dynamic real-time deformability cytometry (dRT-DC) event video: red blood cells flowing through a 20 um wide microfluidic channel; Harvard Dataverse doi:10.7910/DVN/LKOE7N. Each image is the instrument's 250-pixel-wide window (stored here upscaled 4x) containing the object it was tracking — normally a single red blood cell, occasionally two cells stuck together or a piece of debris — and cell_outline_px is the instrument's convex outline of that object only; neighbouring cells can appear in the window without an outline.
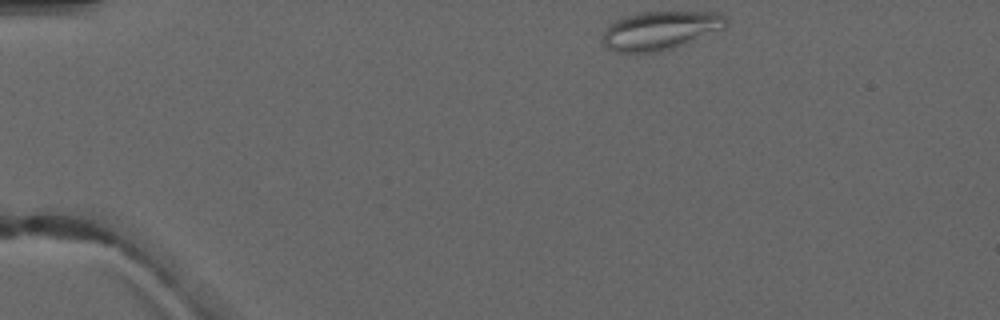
{"species": "common noctule bat (a hibernating species)", "species_latin": "Nyctalus noctula", "temperature_condition": "warm", "stored_images_in_passage": 3, "camera_frame_rate_fps": 3000, "um_per_image_px": 0.085, "animal": {"sex": "male", "forearm_length_mm": 52.5}, "frame": {"image": 1, "passage_image": 1, "time_ms": 0.0, "image_size_px": [1000, 320], "cell_outline_px": [[728, 24], [724, 28], [672, 48], [660, 52], [616, 52], [608, 48], [604, 44], [604, 28], [616, 20], [624, 16], [644, 12], [720, 12], [728, 20]], "centroid_in_image_um": [56.12, 2.58], "position_along_channel_um": 28.9, "area_um2": 27.46}}